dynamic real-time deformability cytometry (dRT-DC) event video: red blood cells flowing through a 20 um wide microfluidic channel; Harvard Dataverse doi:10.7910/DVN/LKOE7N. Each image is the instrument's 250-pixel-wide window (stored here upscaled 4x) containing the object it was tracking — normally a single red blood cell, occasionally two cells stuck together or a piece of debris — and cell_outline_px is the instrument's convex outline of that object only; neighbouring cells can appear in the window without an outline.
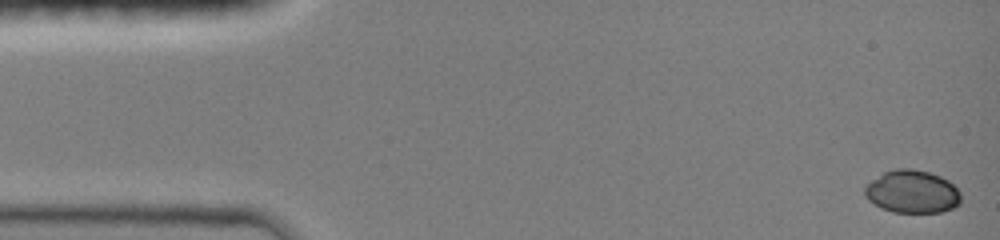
{"species": "common noctule bat (a hibernating species)", "species_latin": "Nyctalus noctula", "temperature_condition": "room temperature", "stored_images_in_passage": 41, "camera_frame_rate_fps": 3000, "um_per_image_px": 0.085, "animal": {"sex": "female", "body_mass_g": 19.0, "forearm_length_mm": 51.5}, "frame": {"image": 1, "passage_image": 1, "time_ms": 0.0, "image_size_px": [1000, 240], "cell_outline_px": [[960, 204], [952, 208], [940, 212], [892, 212], [880, 208], [868, 200], [864, 192], [864, 188], [872, 180], [884, 172], [896, 168], [908, 168], [928, 172], [940, 176], [948, 180], [960, 192]], "centroid_in_image_um": [77.52, 16.3], "position_along_channel_um": 7.5, "area_um2": 23.93}}
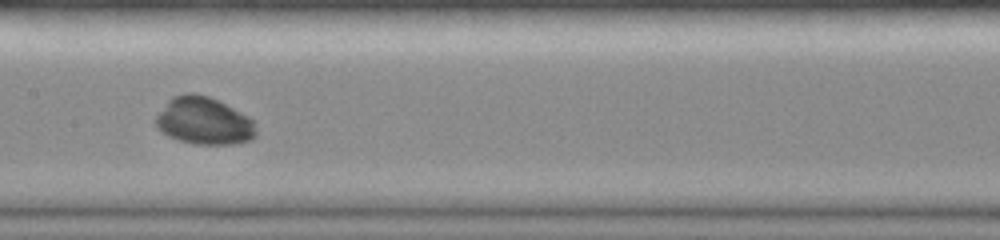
{"frame": {"image": 2, "passage_image": 22, "time_ms": 7.333, "image_size_px": [1000, 240], "cell_outline_px": [[256, 136], [252, 140], [236, 144], [196, 144], [180, 140], [168, 136], [156, 128], [156, 116], [168, 100], [172, 96], [188, 92], [196, 92], [208, 96], [248, 116], [252, 120], [256, 132]], "centroid_in_image_um": [17.32, 10.28], "position_along_channel_um": 190.1, "area_um2": 27.63}}
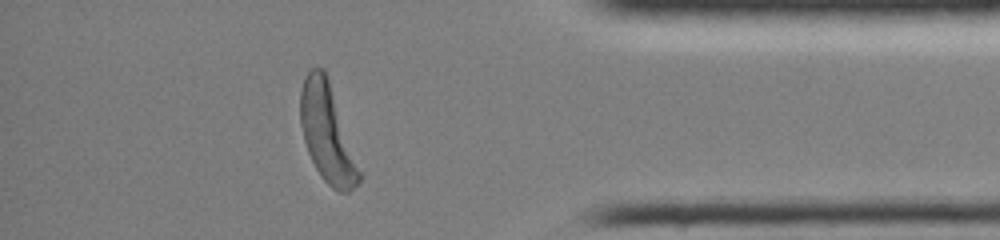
{"frame": {"image": 3, "passage_image": 38, "time_ms": 13.0, "image_size_px": [1000, 240], "cell_outline_px": [[360, 180], [348, 192], [340, 192], [332, 188], [320, 176], [308, 152], [304, 140], [300, 124], [300, 92], [304, 76], [312, 68], [324, 68], [360, 172]], "centroid_in_image_um": [27.76, 11.31], "position_along_channel_um": 407.4, "area_um2": 32.54}, "authors_computed_cell_mechanics": {"area_um2": 27.5128, "velocity_mm_per_s": 4.1265, "shape_relaxation_time_tau1_ms": 2.5956, "shape_relaxation_time_tau2_ms": 1.3684, "deformation_change_tau1": 0.1653, "deformation_change_tau2": 0.0636}}